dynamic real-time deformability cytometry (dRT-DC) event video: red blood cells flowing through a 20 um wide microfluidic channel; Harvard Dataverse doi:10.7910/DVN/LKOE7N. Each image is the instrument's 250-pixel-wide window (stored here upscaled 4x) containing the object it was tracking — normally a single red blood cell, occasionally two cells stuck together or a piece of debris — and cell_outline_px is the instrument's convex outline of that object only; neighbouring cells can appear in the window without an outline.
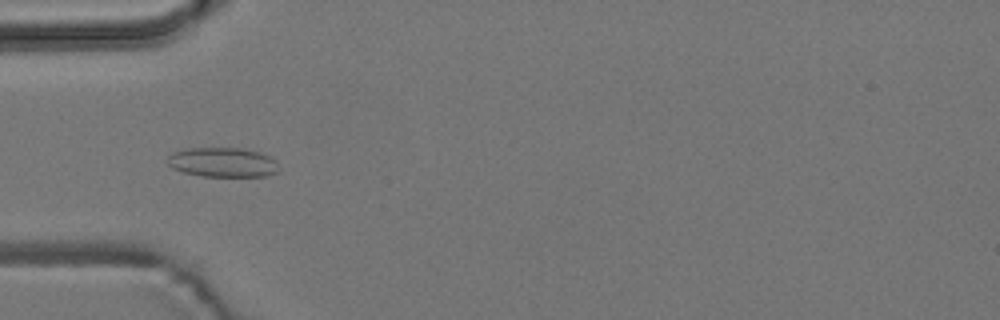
{"species": "common noctule bat (a hibernating species)", "species_latin": "Nyctalus noctula", "temperature_condition": "room temperature", "stored_images_in_passage": 10, "camera_frame_rate_fps": 3000, "um_per_image_px": 0.085, "animal": {"sex": "male", "body_mass_g": 19.2, "forearm_length_mm": 51.8}, "frame": {"image": 1, "passage_image": 5, "time_ms": 5.667, "image_size_px": [1000, 320], "cell_outline_px": [[276, 172], [264, 176], [200, 176], [184, 172], [172, 168], [168, 164], [168, 156], [172, 152], [188, 148], [244, 148], [260, 152], [276, 160]], "centroid_in_image_um": [18.89, 13.78], "position_along_channel_um": 66.1, "area_um2": 19.07}}
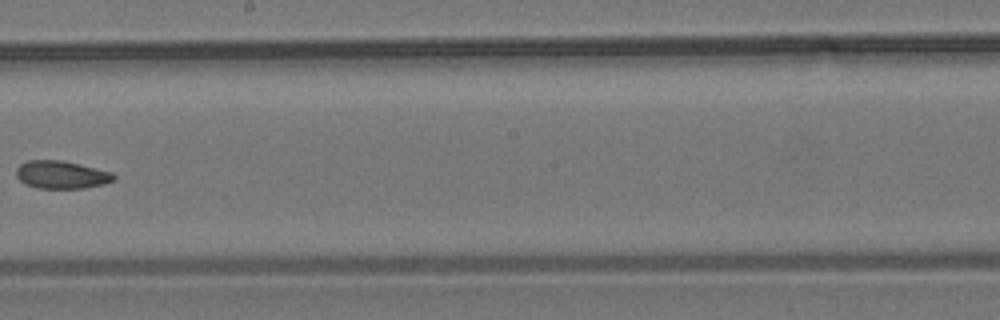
{"frame": {"image": 2, "passage_image": 9, "time_ms": 10.333, "image_size_px": [1000, 320], "cell_outline_px": [[116, 180], [104, 184], [84, 188], [36, 188], [20, 180], [16, 176], [16, 168], [20, 164], [28, 160], [64, 160], [112, 172], [116, 176]], "centroid_in_image_um": [5.25, 14.84], "position_along_channel_um": 243.0, "area_um2": 15.9}}
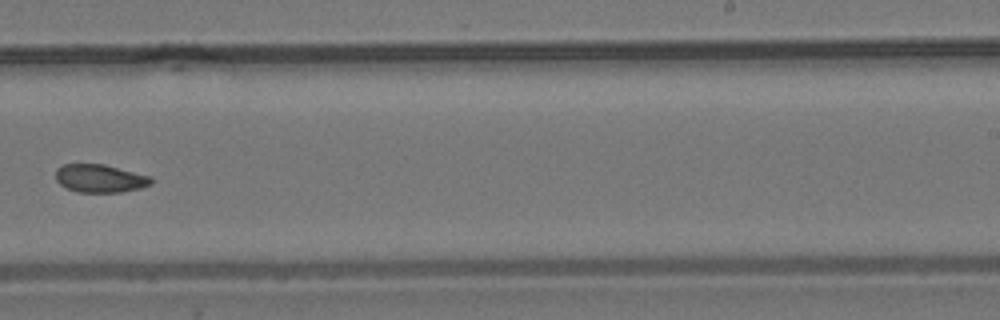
{"frame": {"image": 3, "passage_image": 10, "time_ms": 11.333, "image_size_px": [1000, 320], "cell_outline_px": [[152, 184], [140, 188], [120, 192], [76, 192], [60, 184], [56, 180], [56, 168], [64, 164], [104, 164], [152, 176]], "centroid_in_image_um": [8.51, 15.16], "position_along_channel_um": 280.5, "area_um2": 15.66}}